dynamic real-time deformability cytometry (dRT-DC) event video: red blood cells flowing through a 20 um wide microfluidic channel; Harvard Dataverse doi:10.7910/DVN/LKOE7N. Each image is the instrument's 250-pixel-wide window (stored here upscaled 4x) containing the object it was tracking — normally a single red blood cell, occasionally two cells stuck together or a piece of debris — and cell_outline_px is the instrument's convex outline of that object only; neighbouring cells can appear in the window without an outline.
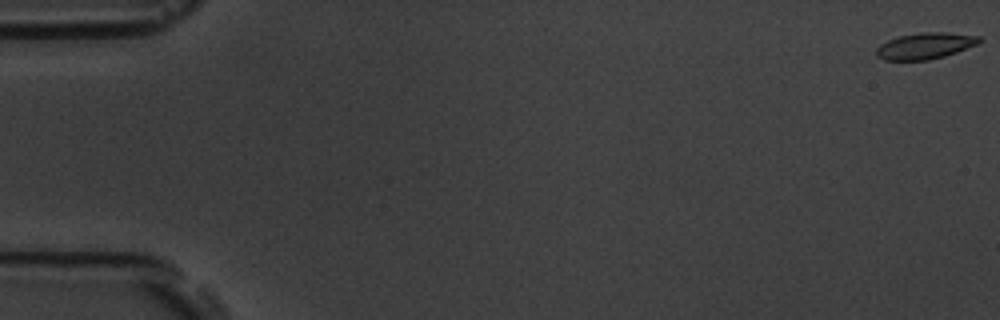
{"species": "common noctule bat (a hibernating species)", "species_latin": "Nyctalus noctula", "temperature_condition": "room temperature", "stored_images_in_passage": 14, "camera_frame_rate_fps": 3000, "um_per_image_px": 0.085, "animal": {"sex": "male", "body_mass_g": 19.5, "forearm_length_mm": 54.6}, "frame": {"image": 1, "passage_image": 1, "time_ms": 0.0, "image_size_px": [1000, 320], "cell_outline_px": [[984, 40], [976, 44], [956, 52], [944, 56], [928, 60], [884, 60], [876, 56], [876, 48], [880, 44], [888, 40], [900, 36], [920, 32], [944, 32], [980, 36]], "centroid_in_image_um": [78.63, 3.89], "position_along_channel_um": 6.4, "area_um2": 15.72}}